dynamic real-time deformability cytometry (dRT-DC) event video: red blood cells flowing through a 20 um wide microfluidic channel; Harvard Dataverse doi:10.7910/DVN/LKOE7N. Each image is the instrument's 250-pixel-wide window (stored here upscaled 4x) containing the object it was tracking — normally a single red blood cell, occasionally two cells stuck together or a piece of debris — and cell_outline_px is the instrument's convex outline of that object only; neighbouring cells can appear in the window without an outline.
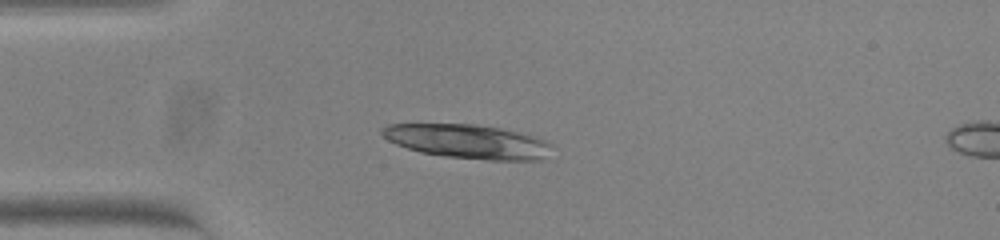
{"species": "common noctule bat (a hibernating species)", "species_latin": "Nyctalus noctula", "temperature_condition": "warm", "stored_images_in_passage": 4, "camera_frame_rate_fps": 3000, "um_per_image_px": 0.085, "animal": {"sex": "female", "body_mass_g": 23.0, "forearm_length_mm": 53.4}, "frame": {"image": 1, "passage_image": 1, "time_ms": 0.0, "image_size_px": [1000, 240], "cell_outline_px": [[552, 144], [544, 156], [540, 160], [488, 160], [444, 156], [420, 152], [396, 144], [388, 140], [380, 132], [380, 128], [388, 124], [472, 124], [500, 128], [536, 136]], "centroid_in_image_um": [39.72, 12.02], "position_along_channel_um": 45.3, "area_um2": 33.47}}